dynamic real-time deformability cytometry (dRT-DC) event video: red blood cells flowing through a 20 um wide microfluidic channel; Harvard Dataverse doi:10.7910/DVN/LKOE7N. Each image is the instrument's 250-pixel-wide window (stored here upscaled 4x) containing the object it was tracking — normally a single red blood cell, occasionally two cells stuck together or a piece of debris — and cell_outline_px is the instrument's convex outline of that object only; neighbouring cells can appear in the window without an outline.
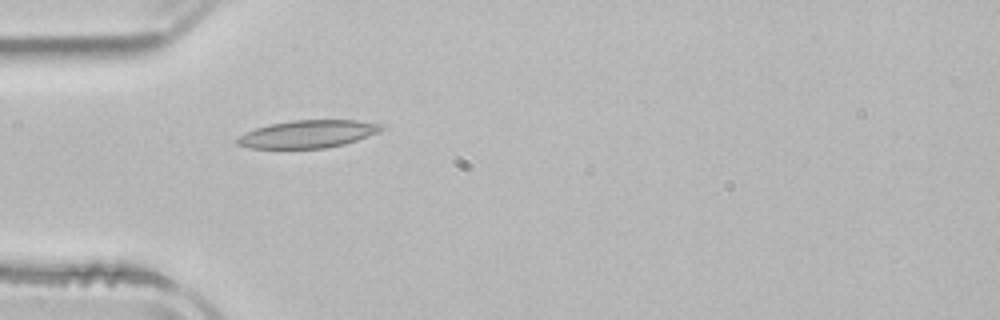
{"species": "common noctule bat (a hibernating species)", "species_latin": "Nyctalus noctula", "temperature_condition": "room temperature", "stored_images_in_passage": 3, "camera_frame_rate_fps": 3000, "um_per_image_px": 0.085, "animal": {"sex": "male", "body_mass_g": 21.5, "forearm_length_mm": 52.0}, "frame": {"image": 1, "passage_image": 3, "time_ms": 4.0, "image_size_px": [1000, 320], "cell_outline_px": [[384, 128], [380, 132], [344, 144], [324, 148], [248, 148], [236, 144], [236, 140], [240, 136], [256, 128], [272, 124], [292, 120], [356, 120], [380, 124]], "centroid_in_image_um": [26.18, 11.39], "position_along_channel_um": 58.8, "area_um2": 22.95}}